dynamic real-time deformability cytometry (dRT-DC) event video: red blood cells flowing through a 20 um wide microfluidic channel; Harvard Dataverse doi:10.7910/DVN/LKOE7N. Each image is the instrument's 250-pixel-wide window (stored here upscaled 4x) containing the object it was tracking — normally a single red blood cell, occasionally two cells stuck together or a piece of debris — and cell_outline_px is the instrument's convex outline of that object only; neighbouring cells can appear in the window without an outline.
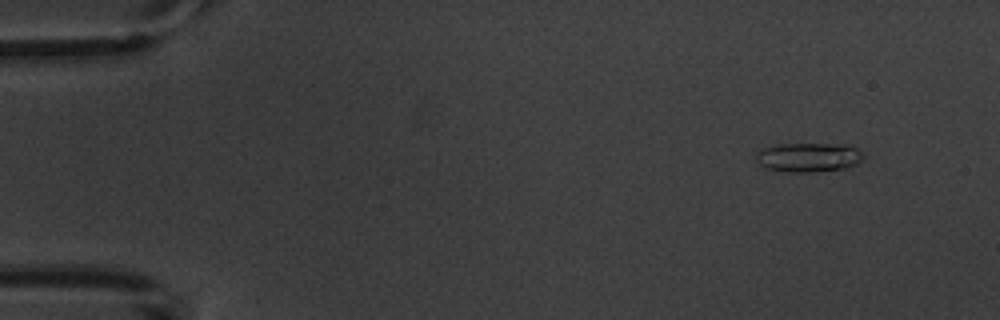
{"species": "common noctule bat (a hibernating species)", "species_latin": "Nyctalus noctula", "temperature_condition": "warm", "stored_images_in_passage": 7, "camera_frame_rate_fps": 3000, "um_per_image_px": 0.085, "animal": {"sex": "male", "body_mass_g": 20.1, "forearm_length_mm": 53.5}, "frame": {"image": 1, "passage_image": 2, "time_ms": 1.333, "image_size_px": [1000, 320], "cell_outline_px": [[864, 160], [856, 164], [844, 168], [808, 172], [788, 172], [764, 168], [756, 160], [756, 152], [764, 148], [780, 144], [848, 144], [856, 148], [864, 156]], "centroid_in_image_um": [68.73, 13.37], "position_along_channel_um": 16.3, "area_um2": 18.26}}
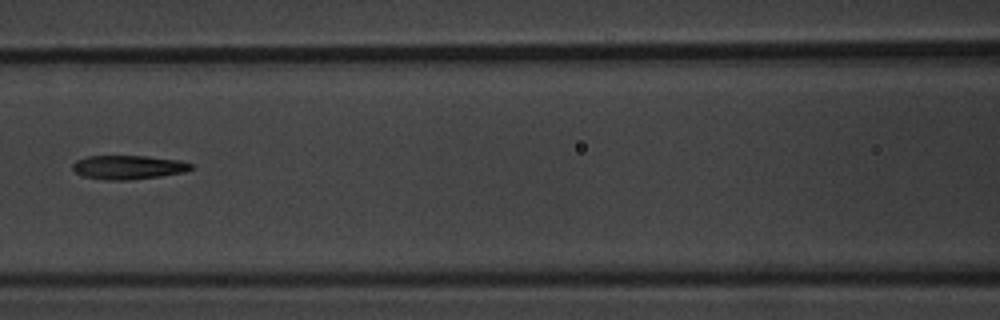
{"frame": {"image": 2, "passage_image": 7, "time_ms": 8.0, "image_size_px": [1000, 320], "cell_outline_px": [[192, 168], [184, 172], [160, 176], [128, 180], [104, 180], [84, 176], [76, 172], [72, 168], [72, 164], [76, 160], [88, 156], [148, 156], [180, 160], [192, 164]], "centroid_in_image_um": [10.89, 14.21], "position_along_channel_um": 155.7, "area_um2": 16.47}}